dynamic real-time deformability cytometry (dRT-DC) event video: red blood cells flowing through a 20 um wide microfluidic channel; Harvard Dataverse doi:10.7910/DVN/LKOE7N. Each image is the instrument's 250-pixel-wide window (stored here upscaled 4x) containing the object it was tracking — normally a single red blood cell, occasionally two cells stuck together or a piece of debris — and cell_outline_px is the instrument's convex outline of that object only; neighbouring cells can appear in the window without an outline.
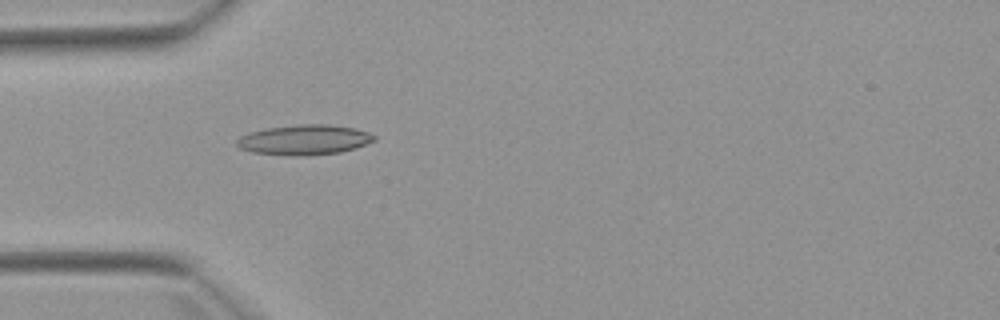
{"species": "Egyptian fruit bat (a non-hibernating species)", "species_latin": "Rousettus aegyptiacus", "temperature_condition": "warm", "stored_images_in_passage": 4, "camera_frame_rate_fps": 3000, "um_per_image_px": 0.085, "animal": {"sex": "female"}, "frame": {"image": 1, "passage_image": 4, "time_ms": 4.333, "image_size_px": [1000, 320], "cell_outline_px": [[376, 140], [356, 148], [340, 152], [304, 156], [296, 156], [252, 152], [240, 148], [236, 144], [236, 140], [240, 136], [248, 132], [268, 128], [300, 124], [328, 124], [356, 128], [368, 132], [376, 136]], "centroid_in_image_um": [25.88, 11.88], "position_along_channel_um": 59.1, "area_um2": 24.16}}